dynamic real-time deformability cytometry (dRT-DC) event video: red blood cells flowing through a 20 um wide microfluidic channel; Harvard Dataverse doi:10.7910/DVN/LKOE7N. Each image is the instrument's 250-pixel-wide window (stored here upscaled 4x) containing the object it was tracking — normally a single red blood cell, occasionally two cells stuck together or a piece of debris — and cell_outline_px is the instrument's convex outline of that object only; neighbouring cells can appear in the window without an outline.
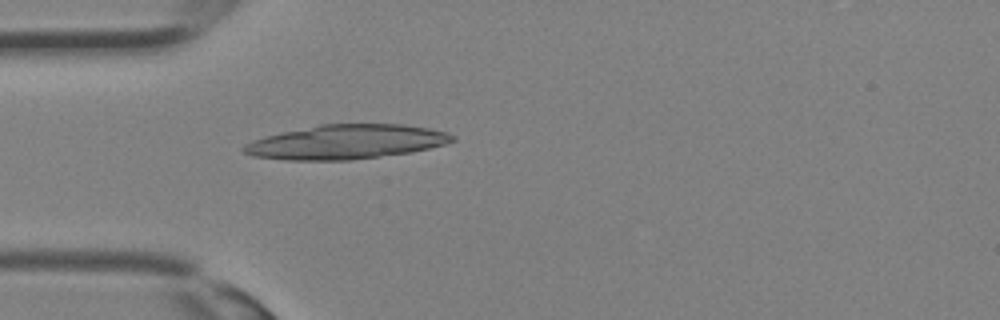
{"species": "Egyptian fruit bat (a non-hibernating species)", "species_latin": "Rousettus aegyptiacus", "temperature_condition": "room temperature", "stored_images_in_passage": 13, "camera_frame_rate_fps": 3000, "um_per_image_px": 0.085, "animal": {"sex": "female"}, "frame": {"image": 1, "passage_image": 1, "time_ms": 0.0, "image_size_px": [1000, 320], "cell_outline_px": [[456, 140], [444, 144], [412, 152], [352, 160], [284, 160], [252, 156], [244, 152], [240, 148], [244, 144], [252, 140], [280, 132], [320, 124], [404, 124], [428, 128], [448, 132], [456, 136]], "centroid_in_image_um": [29.41, 12.06], "position_along_channel_um": 55.6, "area_um2": 41.96}}
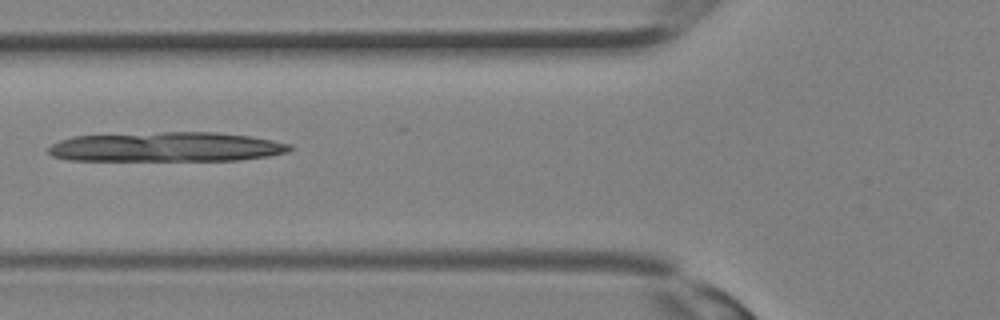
{"frame": {"image": 2, "passage_image": 4, "time_ms": 1.0, "image_size_px": [1000, 320], "cell_outline_px": [[296, 148], [288, 152], [268, 156], [240, 160], [68, 160], [52, 156], [48, 152], [48, 148], [52, 144], [60, 140], [72, 136], [164, 132], [216, 132], [248, 136], [272, 140], [292, 144]], "centroid_in_image_um": [14.18, 12.49], "position_along_channel_um": 111.6, "area_um2": 41.73}}
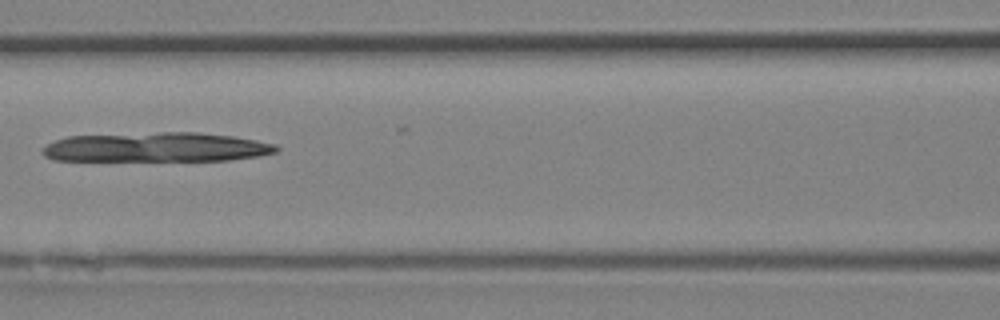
{"frame": {"image": 3, "passage_image": 6, "time_ms": 1.667, "image_size_px": [1000, 320], "cell_outline_px": [[280, 148], [276, 152], [260, 156], [228, 160], [52, 160], [44, 156], [40, 152], [40, 148], [56, 140], [68, 136], [160, 132], [200, 132], [232, 136], [256, 140], [276, 144]], "centroid_in_image_um": [13.29, 12.51], "position_along_channel_um": 153.3, "area_um2": 40.23}}